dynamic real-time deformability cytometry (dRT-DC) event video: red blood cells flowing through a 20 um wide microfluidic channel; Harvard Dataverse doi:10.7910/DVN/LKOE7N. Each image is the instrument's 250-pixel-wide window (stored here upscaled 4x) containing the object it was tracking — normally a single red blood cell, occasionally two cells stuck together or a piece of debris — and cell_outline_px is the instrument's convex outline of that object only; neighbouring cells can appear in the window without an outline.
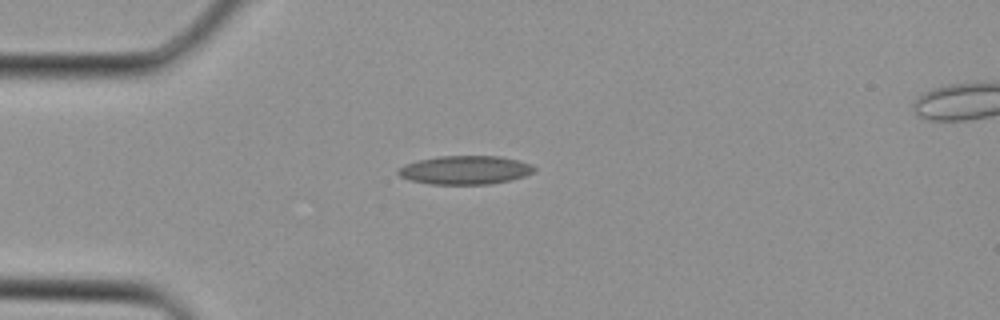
{"species": "Egyptian fruit bat (a non-hibernating species)", "species_latin": "Rousettus aegyptiacus", "temperature_condition": "cold", "stored_images_in_passage": 2, "camera_frame_rate_fps": 3000, "um_per_image_px": 0.085, "animal": {"sex": "female"}, "frame": {"image": 1, "passage_image": 1, "time_ms": 0.0, "image_size_px": [1000, 320], "cell_outline_px": [[536, 172], [524, 176], [508, 180], [488, 184], [428, 184], [408, 180], [400, 176], [396, 172], [404, 164], [420, 160], [440, 156], [500, 156], [532, 164], [536, 168]], "centroid_in_image_um": [39.53, 14.45], "position_along_channel_um": 45.5, "area_um2": 22.66}}